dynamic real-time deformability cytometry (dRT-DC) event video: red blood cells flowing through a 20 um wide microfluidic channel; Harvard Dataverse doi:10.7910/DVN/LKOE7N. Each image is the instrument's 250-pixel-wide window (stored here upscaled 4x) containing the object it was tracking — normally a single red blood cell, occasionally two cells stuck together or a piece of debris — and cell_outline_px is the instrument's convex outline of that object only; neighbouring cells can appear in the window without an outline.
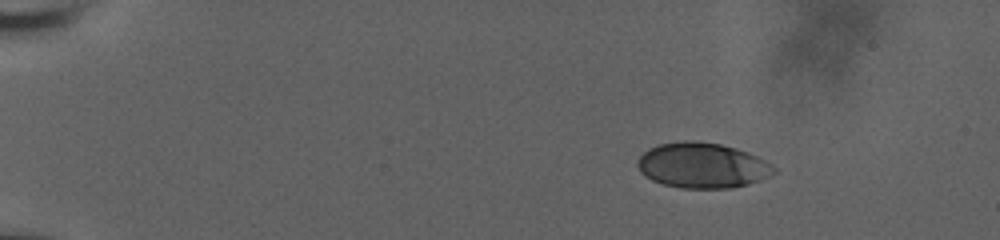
{"species": "human", "species_latin": "Homo sapiens", "temperature_condition": "room temperature", "stored_images_in_passage": 50, "camera_frame_rate_fps": 3000, "um_per_image_px": 0.085, "donor": {"sex": "male"}, "frame": {"image": 1, "passage_image": 1, "time_ms": 0.0, "image_size_px": [1000, 240], "cell_outline_px": [[776, 172], [760, 180], [748, 184], [732, 188], [680, 188], [664, 184], [652, 180], [644, 176], [640, 172], [636, 164], [636, 160], [648, 148], [660, 144], [684, 140], [696, 140], [720, 144], [736, 148], [748, 152], [772, 164], [776, 168]], "centroid_in_image_um": [59.68, 14.05], "position_along_channel_um": 25.3, "area_um2": 36.24}}
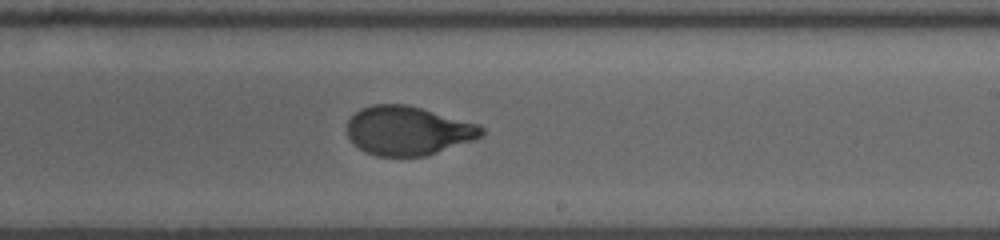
{"frame": {"image": 2, "passage_image": 29, "time_ms": 9.333, "image_size_px": [1000, 240], "cell_outline_px": [[484, 136], [424, 156], [376, 156], [364, 152], [352, 144], [348, 136], [348, 120], [360, 108], [372, 104], [408, 104], [480, 124], [484, 128]], "centroid_in_image_um": [34.67, 11.1], "position_along_channel_um": 254.3, "area_um2": 38.55}}
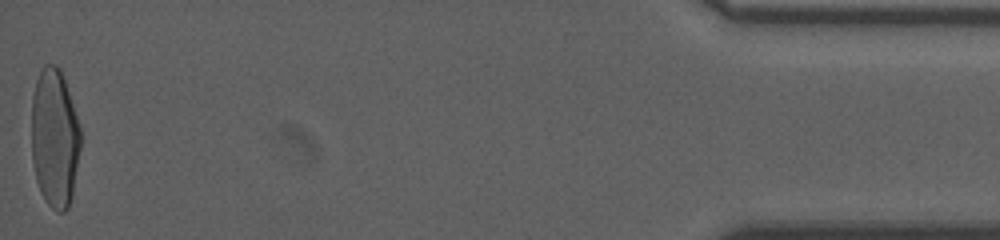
{"frame": {"image": 3, "passage_image": 50, "time_ms": 16.333, "image_size_px": [1000, 240], "cell_outline_px": [[80, 148], [72, 196], [68, 208], [64, 212], [56, 212], [44, 200], [40, 192], [36, 180], [32, 160], [32, 96], [36, 80], [44, 64], [56, 64], [60, 68], [80, 128]], "centroid_in_image_um": [4.63, 11.77], "position_along_channel_um": 430.6, "area_um2": 39.59}, "authors_computed_cell_mechanics": {"area_um2": 38.437, "velocity_mm_per_s": 3.7193, "shape_relaxation_time_tau1_ms": 4.4865, "shape_relaxation_time_tau2_ms": null, "deformation_change_tau1": 0.1882, "deformation_change_tau2": null}}